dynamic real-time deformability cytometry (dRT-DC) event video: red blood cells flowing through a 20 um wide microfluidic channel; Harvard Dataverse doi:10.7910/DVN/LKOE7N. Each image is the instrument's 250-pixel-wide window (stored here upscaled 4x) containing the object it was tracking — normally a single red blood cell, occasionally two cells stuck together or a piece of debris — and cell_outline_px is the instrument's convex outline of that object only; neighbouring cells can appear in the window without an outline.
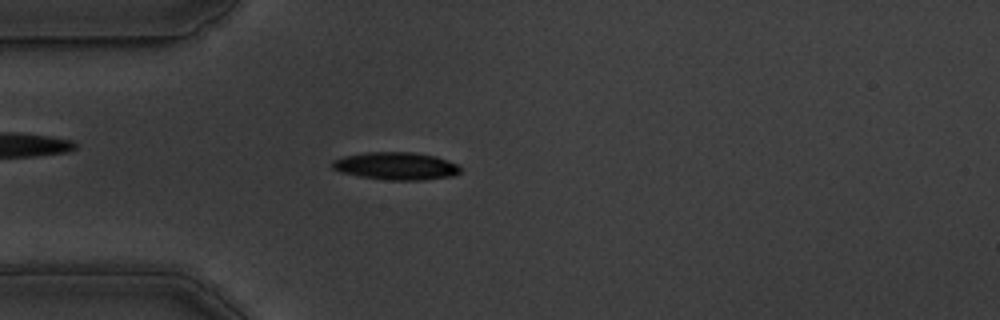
{"species": "common noctule bat (a hibernating species)", "species_latin": "Nyctalus noctula", "temperature_condition": "warm", "stored_images_in_passage": 55, "camera_frame_rate_fps": 3000, "um_per_image_px": 0.085, "animal": {"sex": "male", "body_mass_g": 19.5, "forearm_length_mm": 54.6}, "frame": {"image": 1, "passage_image": 15, "time_ms": 4.667, "image_size_px": [1000, 320], "cell_outline_px": [[460, 172], [452, 176], [424, 180], [392, 180], [360, 176], [340, 172], [332, 168], [332, 160], [344, 156], [368, 152], [412, 152], [436, 156], [460, 164]], "centroid_in_image_um": [33.69, 14.1], "position_along_channel_um": 51.3, "area_um2": 20.63}}
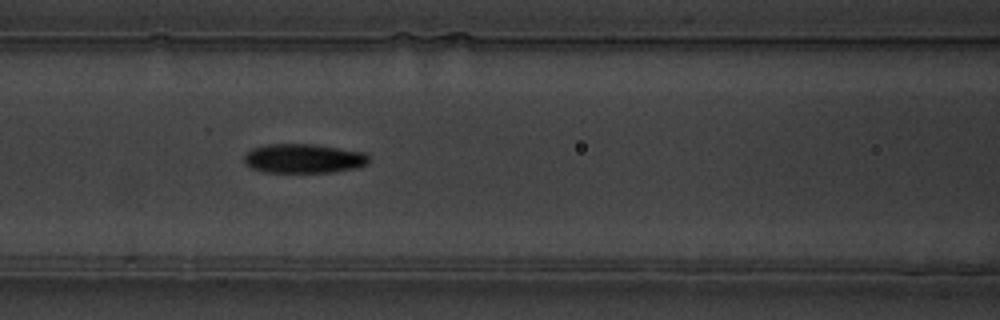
{"frame": {"image": 2, "passage_image": 23, "time_ms": 7.333, "image_size_px": [1000, 320], "cell_outline_px": [[368, 164], [356, 168], [332, 172], [264, 172], [252, 168], [244, 164], [244, 156], [252, 148], [264, 144], [312, 144], [364, 152], [368, 156]], "centroid_in_image_um": [25.78, 13.47], "position_along_channel_um": 140.8, "area_um2": 21.27}}
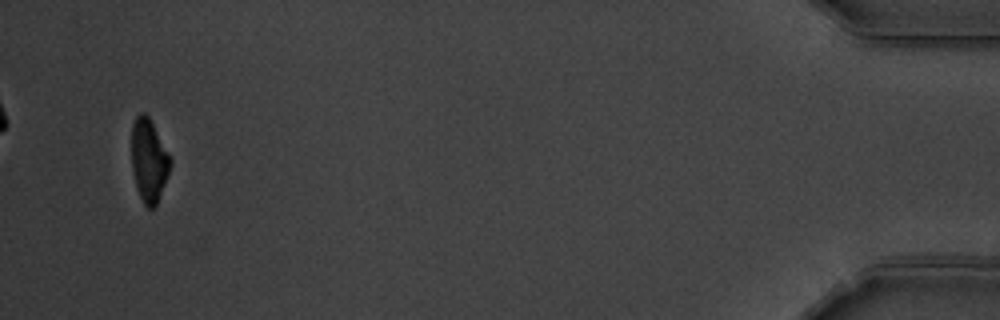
{"frame": {"image": 3, "passage_image": 53, "time_ms": 17.333, "image_size_px": [1000, 320], "cell_outline_px": [[172, 160], [156, 208], [148, 208], [144, 204], [140, 196], [136, 184], [132, 168], [132, 124], [136, 116], [140, 112], [144, 112], [148, 116]], "centroid_in_image_um": [12.64, 13.64], "position_along_channel_um": 422.6, "area_um2": 18.38}, "authors_computed_cell_mechanics": {"area_um2": 20.4034, "velocity_mm_per_s": 3.6572, "shape_relaxation_time_tau1_ms": 3.043, "shape_relaxation_time_tau2_ms": 2.8062, "deformation_change_tau1": 0.1683, "deformation_change_tau2": 0.0973}}